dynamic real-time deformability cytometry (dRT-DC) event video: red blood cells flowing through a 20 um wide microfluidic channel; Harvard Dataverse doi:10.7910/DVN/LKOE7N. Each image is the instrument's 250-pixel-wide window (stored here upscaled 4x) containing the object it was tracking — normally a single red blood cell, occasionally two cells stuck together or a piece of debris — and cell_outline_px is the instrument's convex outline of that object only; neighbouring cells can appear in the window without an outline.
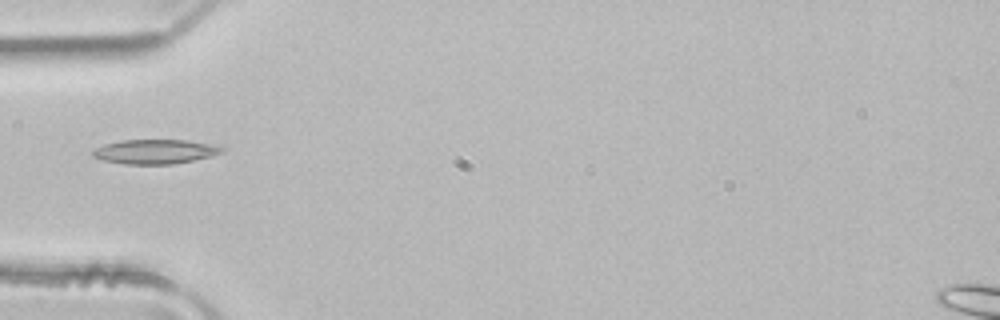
{"species": "common noctule bat (a hibernating species)", "species_latin": "Nyctalus noctula", "temperature_condition": "room temperature", "stored_images_in_passage": 2, "camera_frame_rate_fps": 3000, "um_per_image_px": 0.085, "animal": {"sex": "male", "body_mass_g": 21.5, "forearm_length_mm": 52.0}, "frame": {"image": 1, "passage_image": 2, "time_ms": 0.333, "image_size_px": [1000, 320], "cell_outline_px": [[224, 152], [212, 156], [172, 164], [124, 164], [104, 160], [92, 156], [92, 152], [96, 148], [104, 144], [120, 140], [188, 140], [216, 144], [224, 148]], "centroid_in_image_um": [13.22, 12.88], "position_along_channel_um": 71.8, "area_um2": 18.44}}